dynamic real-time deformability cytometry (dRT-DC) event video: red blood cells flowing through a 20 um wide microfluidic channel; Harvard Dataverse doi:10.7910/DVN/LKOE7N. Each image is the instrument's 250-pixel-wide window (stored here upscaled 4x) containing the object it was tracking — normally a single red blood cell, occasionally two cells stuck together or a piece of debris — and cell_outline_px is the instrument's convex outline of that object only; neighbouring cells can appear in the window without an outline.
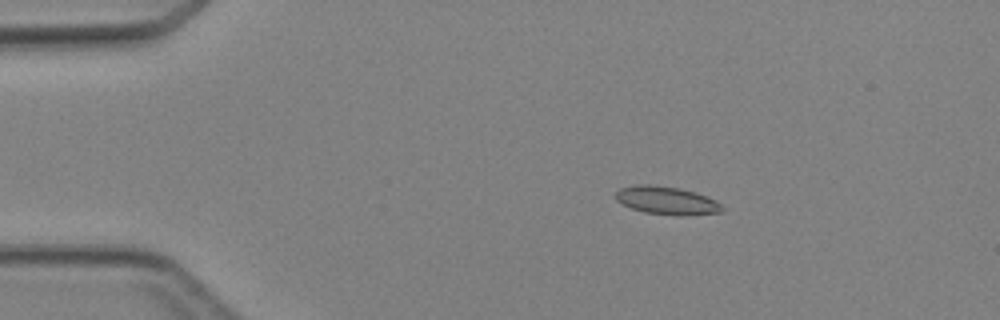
{"species": "Egyptian fruit bat (a non-hibernating species)", "species_latin": "Rousettus aegyptiacus", "temperature_condition": "cold", "stored_images_in_passage": 5, "camera_frame_rate_fps": 3000, "um_per_image_px": 0.085, "animal": {"sex": "female"}, "frame": {"image": 1, "passage_image": 3, "time_ms": 2.667, "image_size_px": [1000, 320], "cell_outline_px": [[724, 212], [684, 216], [676, 216], [644, 212], [632, 208], [616, 200], [616, 192], [620, 188], [636, 184], [648, 184], [680, 188], [696, 192], [716, 200], [724, 208]], "centroid_in_image_um": [56.71, 17.05], "position_along_channel_um": 28.3, "area_um2": 17.57}}
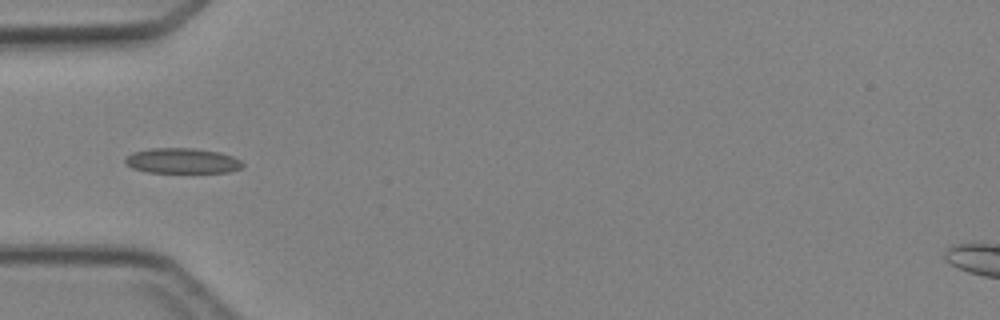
{"frame": {"image": 2, "passage_image": 5, "time_ms": 5.0, "image_size_px": [1000, 320], "cell_outline_px": [[244, 164], [240, 168], [228, 172], [148, 172], [132, 168], [124, 164], [124, 156], [132, 152], [148, 148], [196, 148], [220, 152], [232, 156], [240, 160]], "centroid_in_image_um": [15.43, 13.65], "position_along_channel_um": 69.6, "area_um2": 17.46}}